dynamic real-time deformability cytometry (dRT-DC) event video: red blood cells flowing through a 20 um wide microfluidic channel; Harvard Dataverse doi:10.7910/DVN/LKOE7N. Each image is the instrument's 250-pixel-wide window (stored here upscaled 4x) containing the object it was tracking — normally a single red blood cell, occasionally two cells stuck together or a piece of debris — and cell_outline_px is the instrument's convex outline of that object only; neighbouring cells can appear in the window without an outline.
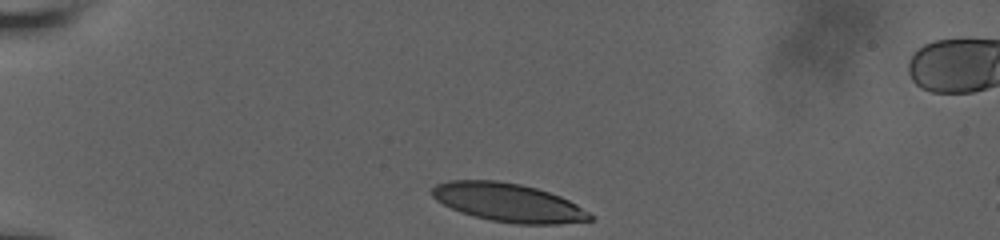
{"species": "human", "species_latin": "Homo sapiens", "temperature_condition": "room temperature", "stored_images_in_passage": 5, "camera_frame_rate_fps": 3000, "um_per_image_px": 0.085, "donor": {"sex": "male"}, "frame": {"image": 1, "passage_image": 1, "time_ms": 0.0, "image_size_px": [1000, 240], "cell_outline_px": [[592, 220], [560, 224], [516, 224], [488, 220], [460, 212], [436, 200], [432, 196], [432, 188], [436, 184], [448, 180], [496, 180], [520, 184], [536, 188], [560, 196], [576, 204], [588, 212], [592, 216]], "centroid_in_image_um": [43.18, 17.21], "position_along_channel_um": 41.8, "area_um2": 35.32}}
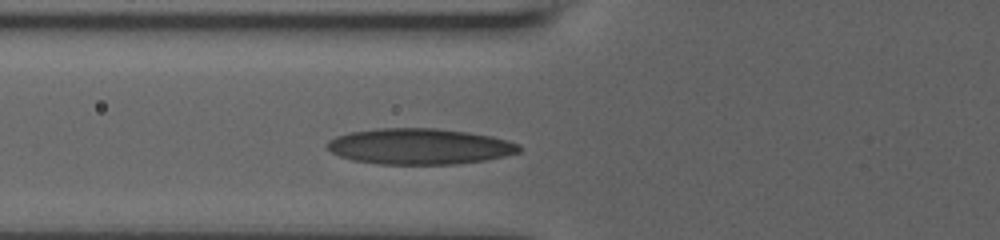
{"frame": {"image": 2, "passage_image": 5, "time_ms": 1.333, "image_size_px": [1000, 240], "cell_outline_px": [[520, 152], [504, 156], [484, 160], [456, 164], [380, 164], [352, 160], [340, 156], [332, 152], [324, 144], [328, 140], [336, 136], [348, 132], [380, 128], [436, 128], [468, 132], [492, 136], [508, 140], [520, 144]], "centroid_in_image_um": [35.65, 12.44], "position_along_channel_um": 90.2, "area_um2": 40.29}}